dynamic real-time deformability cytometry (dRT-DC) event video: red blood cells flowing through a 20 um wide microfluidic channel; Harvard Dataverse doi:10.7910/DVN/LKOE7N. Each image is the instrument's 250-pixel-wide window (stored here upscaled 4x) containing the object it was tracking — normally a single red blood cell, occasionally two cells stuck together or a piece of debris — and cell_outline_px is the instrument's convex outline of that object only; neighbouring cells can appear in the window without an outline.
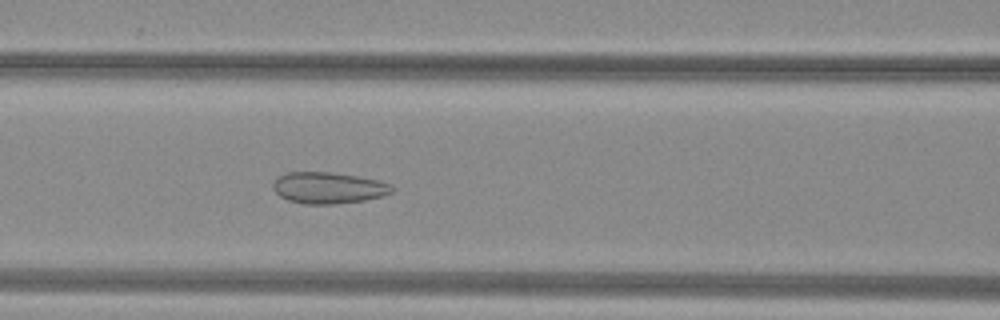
{"species": "common noctule bat (a hibernating species)", "species_latin": "Nyctalus noctula", "temperature_condition": "warm", "stored_images_in_passage": 48, "camera_frame_rate_fps": 3000, "um_per_image_px": 0.085, "animal": {"sex": "female", "body_mass_g": 29.2, "forearm_length_mm": 56.3}, "frame": {"image": 1, "passage_image": 19, "time_ms": 6.0, "image_size_px": [1000, 320], "cell_outline_px": [[396, 188], [392, 192], [384, 196], [364, 200], [336, 204], [304, 204], [288, 200], [280, 196], [272, 188], [272, 184], [280, 176], [288, 172], [328, 172], [356, 176], [376, 180], [392, 184]], "centroid_in_image_um": [27.94, 15.98], "position_along_channel_um": 138.7, "area_um2": 21.73}}
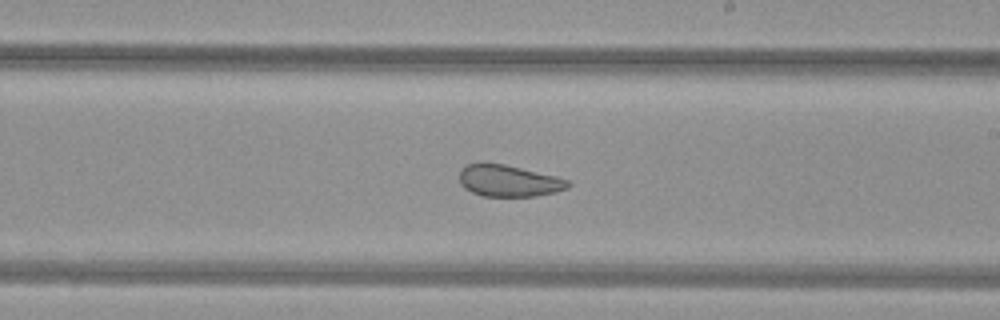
{"frame": {"image": 2, "passage_image": 27, "time_ms": 8.667, "image_size_px": [1000, 320], "cell_outline_px": [[572, 184], [568, 188], [556, 192], [536, 196], [480, 196], [464, 188], [460, 184], [460, 168], [468, 164], [480, 160], [484, 160], [504, 164], [556, 176], [568, 180]], "centroid_in_image_um": [43.2, 15.34], "position_along_channel_um": 245.8, "area_um2": 20.52}}
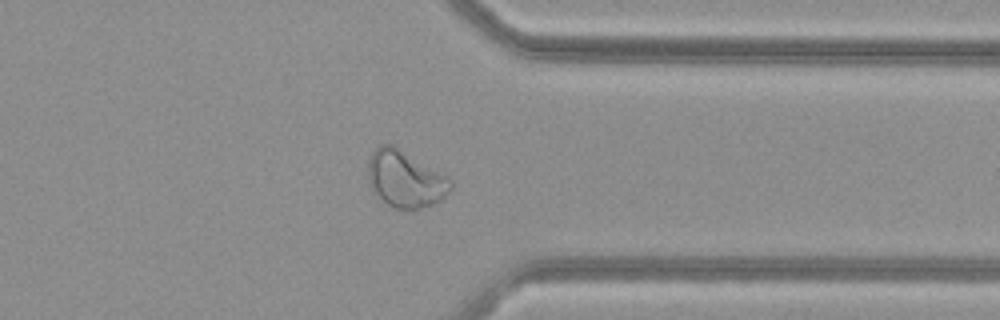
{"frame": {"image": 3, "passage_image": 37, "time_ms": 12.0, "image_size_px": [1000, 320], "cell_outline_px": [[452, 188], [440, 200], [432, 204], [420, 208], [396, 208], [388, 204], [372, 192], [368, 180], [368, 160], [372, 152], [380, 144], [392, 144], [448, 176], [452, 180]], "centroid_in_image_um": [34.43, 15.2], "position_along_channel_um": 377.0, "area_um2": 27.17}, "authors_computed_cell_mechanics": {"area_um2": 27.2527, "velocity_mm_per_s": 4.0271, "shape_relaxation_time_tau1_ms": null, "shape_relaxation_time_tau2_ms": 0.9258, "deformation_change_tau1": null, "deformation_change_tau2": 0.069}}